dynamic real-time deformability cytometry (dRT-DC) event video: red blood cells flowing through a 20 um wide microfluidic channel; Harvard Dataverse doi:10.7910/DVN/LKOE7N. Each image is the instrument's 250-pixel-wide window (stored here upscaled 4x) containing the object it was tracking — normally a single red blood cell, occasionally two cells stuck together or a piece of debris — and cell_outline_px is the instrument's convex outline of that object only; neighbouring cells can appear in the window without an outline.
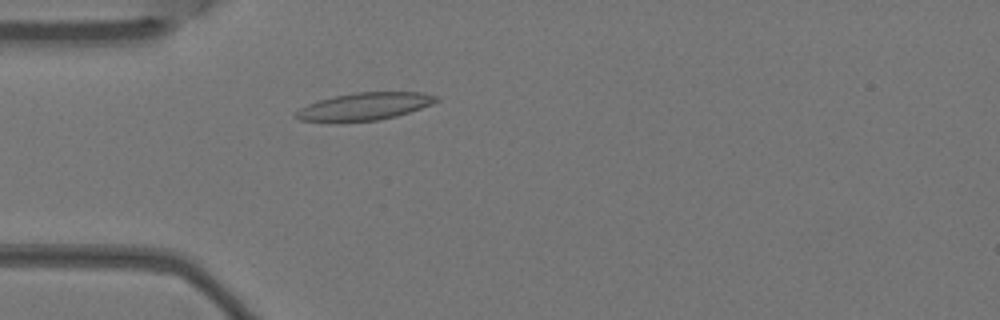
{"species": "Egyptian fruit bat (a non-hibernating species)", "species_latin": "Rousettus aegyptiacus", "temperature_condition": "warm", "stored_images_in_passage": 2, "camera_frame_rate_fps": 3000, "um_per_image_px": 0.085, "animal": {"sex": "female"}, "frame": {"image": 1, "passage_image": 2, "time_ms": 0.333, "image_size_px": [1000, 320], "cell_outline_px": [[440, 100], [432, 104], [396, 116], [376, 120], [332, 124], [300, 120], [292, 116], [300, 108], [308, 104], [320, 100], [336, 96], [356, 92], [424, 92], [440, 96]], "centroid_in_image_um": [30.95, 9.07], "position_along_channel_um": 54.1, "area_um2": 22.95}}